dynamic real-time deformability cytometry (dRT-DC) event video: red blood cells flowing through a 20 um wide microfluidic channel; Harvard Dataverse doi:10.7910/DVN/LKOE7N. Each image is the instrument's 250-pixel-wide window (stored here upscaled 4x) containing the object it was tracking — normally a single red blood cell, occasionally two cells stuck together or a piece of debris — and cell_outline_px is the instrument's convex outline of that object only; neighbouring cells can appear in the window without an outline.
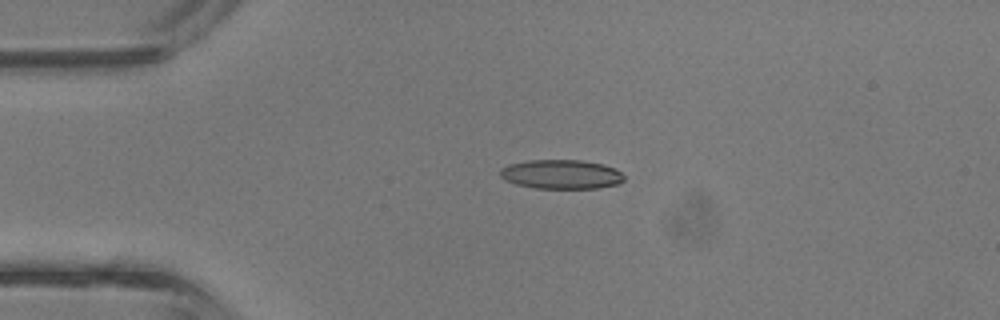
{"species": "common noctule bat (a hibernating species)", "species_latin": "Nyctalus noctula", "temperature_condition": "room temperature", "stored_images_in_passage": 3, "camera_frame_rate_fps": 3000, "um_per_image_px": 0.085, "animal": {"sex": "male", "body_mass_g": 13.3}, "frame": {"image": 1, "passage_image": 2, "time_ms": 0.333, "image_size_px": [1000, 320], "cell_outline_px": [[624, 180], [620, 184], [600, 188], [536, 188], [516, 184], [504, 180], [500, 176], [500, 168], [508, 164], [528, 160], [580, 160], [604, 164], [616, 168], [624, 176]], "centroid_in_image_um": [47.72, 14.81], "position_along_channel_um": 37.3, "area_um2": 21.33}}